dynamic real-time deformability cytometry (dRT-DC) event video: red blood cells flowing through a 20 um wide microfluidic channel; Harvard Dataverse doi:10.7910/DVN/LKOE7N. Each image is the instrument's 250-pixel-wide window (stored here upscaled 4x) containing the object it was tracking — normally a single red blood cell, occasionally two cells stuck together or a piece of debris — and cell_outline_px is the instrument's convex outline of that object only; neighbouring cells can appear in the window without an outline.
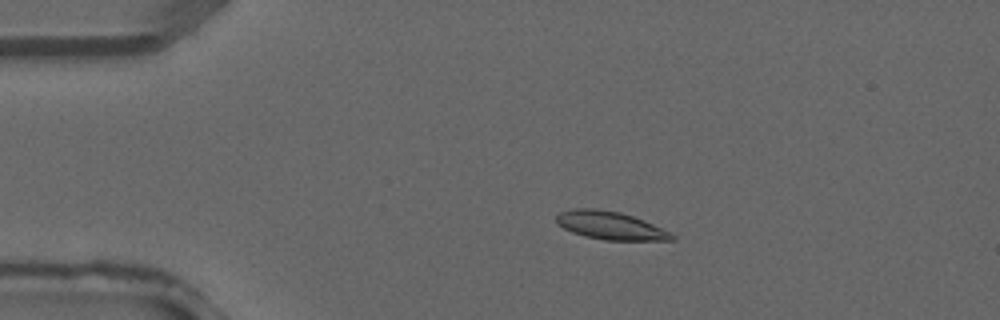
{"species": "common noctule bat (a hibernating species)", "species_latin": "Nyctalus noctula", "temperature_condition": "warm", "stored_images_in_passage": 2, "camera_frame_rate_fps": 3000, "um_per_image_px": 0.085, "animal": {"sex": "male", "forearm_length_mm": 52.5}, "frame": {"image": 1, "passage_image": 1, "time_ms": 0.0, "image_size_px": [1000, 320], "cell_outline_px": [[676, 240], [604, 240], [584, 236], [572, 232], [556, 224], [556, 216], [560, 212], [576, 208], [592, 208], [620, 212], [644, 220], [672, 232], [676, 236]], "centroid_in_image_um": [51.9, 19.17], "position_along_channel_um": 33.1, "area_um2": 18.96}}